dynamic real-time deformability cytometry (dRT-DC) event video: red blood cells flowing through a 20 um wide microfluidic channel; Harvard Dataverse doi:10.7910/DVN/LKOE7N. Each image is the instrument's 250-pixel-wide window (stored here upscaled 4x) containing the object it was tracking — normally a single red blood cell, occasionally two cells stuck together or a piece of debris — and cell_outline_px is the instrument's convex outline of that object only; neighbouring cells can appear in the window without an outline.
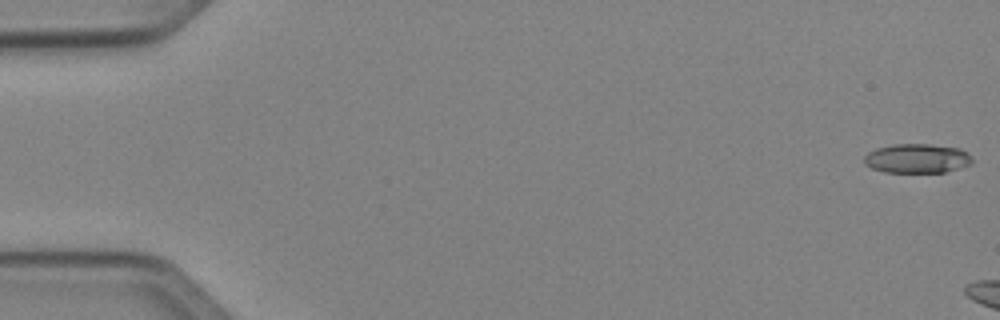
{"species": "Egyptian fruit bat (a non-hibernating species)", "species_latin": "Rousettus aegyptiacus", "temperature_condition": "cold", "stored_images_in_passage": 12, "camera_frame_rate_fps": 3000, "um_per_image_px": 0.085, "animal": {"sex": "female"}, "frame": {"image": 1, "passage_image": 1, "time_ms": 0.0, "image_size_px": [1000, 320], "cell_outline_px": [[972, 164], [944, 172], [884, 172], [872, 168], [864, 164], [864, 156], [868, 152], [876, 148], [892, 144], [932, 144], [960, 148], [972, 156]], "centroid_in_image_um": [77.94, 13.46], "position_along_channel_um": 7.1, "area_um2": 18.55}}